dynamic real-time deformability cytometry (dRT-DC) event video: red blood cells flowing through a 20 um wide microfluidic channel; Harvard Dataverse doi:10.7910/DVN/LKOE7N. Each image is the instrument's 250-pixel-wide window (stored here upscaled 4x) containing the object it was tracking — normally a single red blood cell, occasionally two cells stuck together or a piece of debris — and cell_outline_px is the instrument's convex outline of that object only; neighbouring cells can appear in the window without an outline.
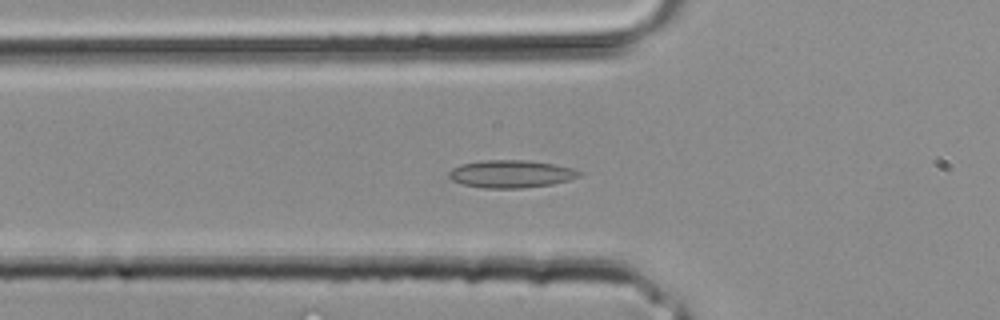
{"species": "common noctule bat (a hibernating species)", "species_latin": "Nyctalus noctula", "temperature_condition": "room temperature", "stored_images_in_passage": 24, "camera_frame_rate_fps": 3000, "um_per_image_px": 0.085, "animal": {"sex": "male", "body_mass_g": 20.4}, "frame": {"image": 1, "passage_image": 2, "time_ms": 0.333, "image_size_px": [1000, 320], "cell_outline_px": [[584, 172], [580, 176], [568, 180], [552, 184], [520, 188], [484, 188], [464, 184], [452, 180], [448, 176], [448, 172], [452, 168], [460, 164], [480, 160], [528, 160], [556, 164], [572, 168]], "centroid_in_image_um": [43.44, 14.77], "position_along_channel_um": 82.4, "area_um2": 21.1}}
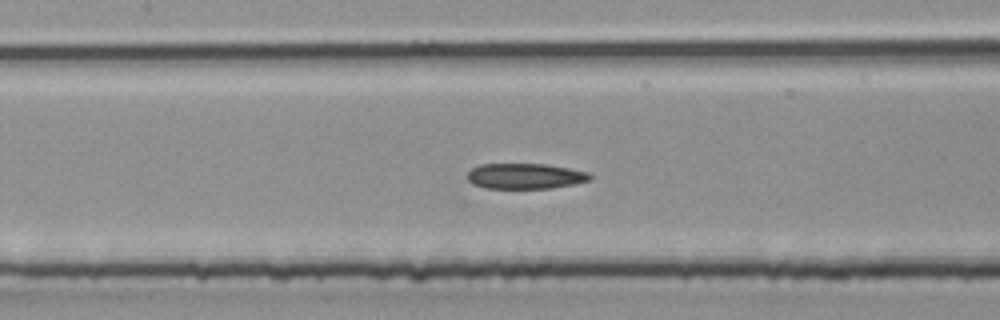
{"frame": {"image": 2, "passage_image": 6, "time_ms": 1.667, "image_size_px": [1000, 320], "cell_outline_px": [[592, 180], [576, 184], [552, 188], [484, 188], [472, 184], [468, 180], [468, 172], [472, 168], [480, 164], [544, 164], [568, 168], [588, 172], [592, 176]], "centroid_in_image_um": [44.66, 14.97], "position_along_channel_um": 162.7, "area_um2": 18.32}}
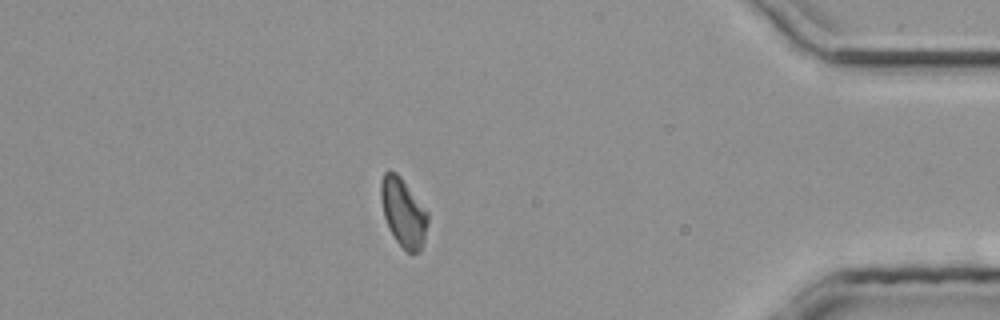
{"frame": {"image": 3, "passage_image": 20, "time_ms": 6.333, "image_size_px": [1000, 320], "cell_outline_px": [[428, 220], [424, 240], [420, 252], [408, 252], [396, 240], [388, 228], [384, 216], [380, 196], [380, 184], [384, 172], [388, 168], [396, 172], [400, 176], [428, 212]], "centroid_in_image_um": [34.26, 18.02], "position_along_channel_um": 400.9, "area_um2": 18.67}}